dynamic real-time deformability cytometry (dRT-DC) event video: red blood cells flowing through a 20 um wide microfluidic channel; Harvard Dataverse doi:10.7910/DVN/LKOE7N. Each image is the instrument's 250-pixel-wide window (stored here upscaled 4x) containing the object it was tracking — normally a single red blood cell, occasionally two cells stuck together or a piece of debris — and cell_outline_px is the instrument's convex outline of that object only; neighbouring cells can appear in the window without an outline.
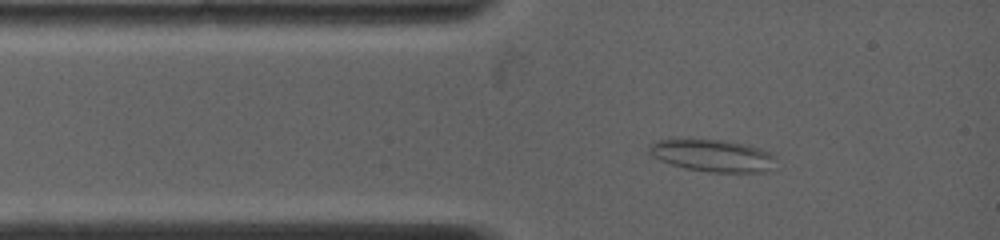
{"species": "common noctule bat (a hibernating species)", "species_latin": "Nyctalus noctula", "temperature_condition": "warm", "stored_images_in_passage": 65, "camera_frame_rate_fps": 5000, "um_per_image_px": 0.085, "animal": {"sex": "female", "body_mass_g": 19.0, "forearm_length_mm": 53.3}, "frame": {"image": 1, "passage_image": 8, "time_ms": 1.4, "image_size_px": [1000, 240], "cell_outline_px": [[776, 156], [760, 172], [708, 172], [684, 168], [660, 160], [652, 156], [648, 152], [648, 148], [652, 144], [660, 140], [720, 140], [740, 144], [756, 148], [768, 152]], "centroid_in_image_um": [60.45, 13.23], "position_along_channel_um": 24.5, "area_um2": 22.66}}
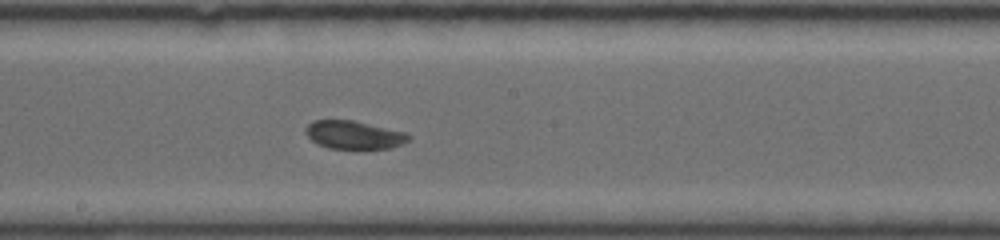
{"frame": {"image": 2, "passage_image": 34, "time_ms": 6.6, "image_size_px": [1000, 240], "cell_outline_px": [[412, 136], [408, 140], [400, 144], [388, 148], [328, 148], [312, 140], [308, 136], [304, 128], [312, 120], [352, 120], [404, 132]], "centroid_in_image_um": [30.05, 11.45], "position_along_channel_um": 218.2, "area_um2": 16.53}}
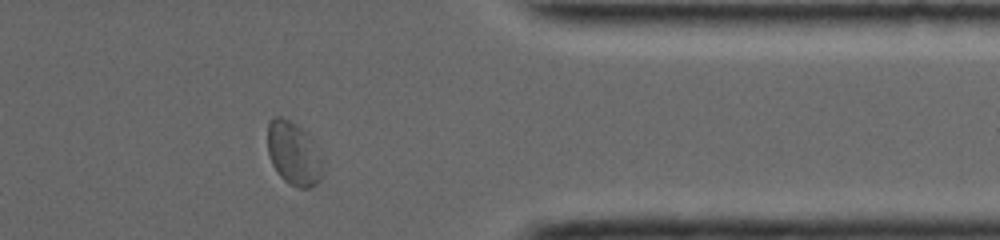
{"frame": {"image": 3, "passage_image": 57, "time_ms": 11.2, "image_size_px": [1000, 240], "cell_outline_px": [[320, 180], [316, 184], [308, 188], [296, 188], [284, 180], [276, 172], [268, 156], [268, 124], [272, 116], [280, 116], [288, 120], [300, 128], [304, 132], [320, 156]], "centroid_in_image_um": [24.88, 13.07], "position_along_channel_um": 386.5, "area_um2": 19.77}, "authors_computed_cell_mechanics": {"area_um2": 17.4556, "velocity_mm_per_s": 3.9454, "shape_relaxation_time_tau1_ms": null, "shape_relaxation_time_tau2_ms": 1.8238, "deformation_change_tau1": null, "deformation_change_tau2": 0.065}}